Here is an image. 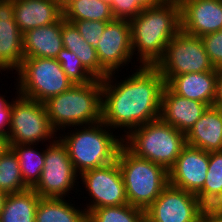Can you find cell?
<instances>
[{
	"mask_svg": "<svg viewBox=\"0 0 222 222\" xmlns=\"http://www.w3.org/2000/svg\"><path fill=\"white\" fill-rule=\"evenodd\" d=\"M62 48V17L56 23L30 29L23 34L24 58L56 59Z\"/></svg>",
	"mask_w": 222,
	"mask_h": 222,
	"instance_id": "cell-21",
	"label": "cell"
},
{
	"mask_svg": "<svg viewBox=\"0 0 222 222\" xmlns=\"http://www.w3.org/2000/svg\"><path fill=\"white\" fill-rule=\"evenodd\" d=\"M65 21L90 20L110 22L114 20L110 3L102 0H67L62 5Z\"/></svg>",
	"mask_w": 222,
	"mask_h": 222,
	"instance_id": "cell-25",
	"label": "cell"
},
{
	"mask_svg": "<svg viewBox=\"0 0 222 222\" xmlns=\"http://www.w3.org/2000/svg\"><path fill=\"white\" fill-rule=\"evenodd\" d=\"M23 59V33L15 21L14 1L0 0V73L17 71Z\"/></svg>",
	"mask_w": 222,
	"mask_h": 222,
	"instance_id": "cell-16",
	"label": "cell"
},
{
	"mask_svg": "<svg viewBox=\"0 0 222 222\" xmlns=\"http://www.w3.org/2000/svg\"><path fill=\"white\" fill-rule=\"evenodd\" d=\"M129 23L133 55L139 53L136 58L140 59V66H155L170 40L181 30L180 5L161 2L143 9Z\"/></svg>",
	"mask_w": 222,
	"mask_h": 222,
	"instance_id": "cell-2",
	"label": "cell"
},
{
	"mask_svg": "<svg viewBox=\"0 0 222 222\" xmlns=\"http://www.w3.org/2000/svg\"><path fill=\"white\" fill-rule=\"evenodd\" d=\"M202 222H222V214L206 218Z\"/></svg>",
	"mask_w": 222,
	"mask_h": 222,
	"instance_id": "cell-40",
	"label": "cell"
},
{
	"mask_svg": "<svg viewBox=\"0 0 222 222\" xmlns=\"http://www.w3.org/2000/svg\"><path fill=\"white\" fill-rule=\"evenodd\" d=\"M73 84H86L96 78L82 65L81 60L70 50L62 48L56 57Z\"/></svg>",
	"mask_w": 222,
	"mask_h": 222,
	"instance_id": "cell-29",
	"label": "cell"
},
{
	"mask_svg": "<svg viewBox=\"0 0 222 222\" xmlns=\"http://www.w3.org/2000/svg\"><path fill=\"white\" fill-rule=\"evenodd\" d=\"M102 1H105V2L111 3L112 0H102Z\"/></svg>",
	"mask_w": 222,
	"mask_h": 222,
	"instance_id": "cell-44",
	"label": "cell"
},
{
	"mask_svg": "<svg viewBox=\"0 0 222 222\" xmlns=\"http://www.w3.org/2000/svg\"><path fill=\"white\" fill-rule=\"evenodd\" d=\"M79 178L91 198L89 204L86 203V213L101 207L128 204L122 173L116 160L85 171Z\"/></svg>",
	"mask_w": 222,
	"mask_h": 222,
	"instance_id": "cell-11",
	"label": "cell"
},
{
	"mask_svg": "<svg viewBox=\"0 0 222 222\" xmlns=\"http://www.w3.org/2000/svg\"><path fill=\"white\" fill-rule=\"evenodd\" d=\"M1 110H12V101L9 102L5 99V96L0 94V112Z\"/></svg>",
	"mask_w": 222,
	"mask_h": 222,
	"instance_id": "cell-39",
	"label": "cell"
},
{
	"mask_svg": "<svg viewBox=\"0 0 222 222\" xmlns=\"http://www.w3.org/2000/svg\"><path fill=\"white\" fill-rule=\"evenodd\" d=\"M185 137L186 144L192 147L222 151V108L208 106Z\"/></svg>",
	"mask_w": 222,
	"mask_h": 222,
	"instance_id": "cell-20",
	"label": "cell"
},
{
	"mask_svg": "<svg viewBox=\"0 0 222 222\" xmlns=\"http://www.w3.org/2000/svg\"><path fill=\"white\" fill-rule=\"evenodd\" d=\"M7 193L0 191V212L2 211L3 207H4V203L7 197Z\"/></svg>",
	"mask_w": 222,
	"mask_h": 222,
	"instance_id": "cell-41",
	"label": "cell"
},
{
	"mask_svg": "<svg viewBox=\"0 0 222 222\" xmlns=\"http://www.w3.org/2000/svg\"><path fill=\"white\" fill-rule=\"evenodd\" d=\"M200 191L222 192V151L209 152L206 180Z\"/></svg>",
	"mask_w": 222,
	"mask_h": 222,
	"instance_id": "cell-31",
	"label": "cell"
},
{
	"mask_svg": "<svg viewBox=\"0 0 222 222\" xmlns=\"http://www.w3.org/2000/svg\"><path fill=\"white\" fill-rule=\"evenodd\" d=\"M141 222H153V221H151L148 217L144 216Z\"/></svg>",
	"mask_w": 222,
	"mask_h": 222,
	"instance_id": "cell-43",
	"label": "cell"
},
{
	"mask_svg": "<svg viewBox=\"0 0 222 222\" xmlns=\"http://www.w3.org/2000/svg\"><path fill=\"white\" fill-rule=\"evenodd\" d=\"M97 44L99 64L109 74L129 64L133 60L129 20L114 19L108 22Z\"/></svg>",
	"mask_w": 222,
	"mask_h": 222,
	"instance_id": "cell-12",
	"label": "cell"
},
{
	"mask_svg": "<svg viewBox=\"0 0 222 222\" xmlns=\"http://www.w3.org/2000/svg\"><path fill=\"white\" fill-rule=\"evenodd\" d=\"M123 144L136 156L169 170L186 145V137L159 118L133 129Z\"/></svg>",
	"mask_w": 222,
	"mask_h": 222,
	"instance_id": "cell-6",
	"label": "cell"
},
{
	"mask_svg": "<svg viewBox=\"0 0 222 222\" xmlns=\"http://www.w3.org/2000/svg\"><path fill=\"white\" fill-rule=\"evenodd\" d=\"M40 198L33 189L8 194L0 212V222H35Z\"/></svg>",
	"mask_w": 222,
	"mask_h": 222,
	"instance_id": "cell-24",
	"label": "cell"
},
{
	"mask_svg": "<svg viewBox=\"0 0 222 222\" xmlns=\"http://www.w3.org/2000/svg\"><path fill=\"white\" fill-rule=\"evenodd\" d=\"M12 101L10 144H35L52 142L57 137L50 125L44 103L26 98L20 94ZM55 135V136H54ZM51 139V141H49Z\"/></svg>",
	"mask_w": 222,
	"mask_h": 222,
	"instance_id": "cell-9",
	"label": "cell"
},
{
	"mask_svg": "<svg viewBox=\"0 0 222 222\" xmlns=\"http://www.w3.org/2000/svg\"><path fill=\"white\" fill-rule=\"evenodd\" d=\"M211 64L216 69L222 68V31L200 37Z\"/></svg>",
	"mask_w": 222,
	"mask_h": 222,
	"instance_id": "cell-33",
	"label": "cell"
},
{
	"mask_svg": "<svg viewBox=\"0 0 222 222\" xmlns=\"http://www.w3.org/2000/svg\"><path fill=\"white\" fill-rule=\"evenodd\" d=\"M162 2H172V3H177V4H181L184 0H161Z\"/></svg>",
	"mask_w": 222,
	"mask_h": 222,
	"instance_id": "cell-42",
	"label": "cell"
},
{
	"mask_svg": "<svg viewBox=\"0 0 222 222\" xmlns=\"http://www.w3.org/2000/svg\"><path fill=\"white\" fill-rule=\"evenodd\" d=\"M28 189L23 181L17 154L10 147L8 151L0 157V191L12 194Z\"/></svg>",
	"mask_w": 222,
	"mask_h": 222,
	"instance_id": "cell-27",
	"label": "cell"
},
{
	"mask_svg": "<svg viewBox=\"0 0 222 222\" xmlns=\"http://www.w3.org/2000/svg\"><path fill=\"white\" fill-rule=\"evenodd\" d=\"M74 129L72 133L60 134L58 137L66 145L69 158L79 176L116 160L123 138L114 135L102 121L79 128L76 126Z\"/></svg>",
	"mask_w": 222,
	"mask_h": 222,
	"instance_id": "cell-4",
	"label": "cell"
},
{
	"mask_svg": "<svg viewBox=\"0 0 222 222\" xmlns=\"http://www.w3.org/2000/svg\"><path fill=\"white\" fill-rule=\"evenodd\" d=\"M135 1L142 9L156 6L162 2L161 0H135Z\"/></svg>",
	"mask_w": 222,
	"mask_h": 222,
	"instance_id": "cell-37",
	"label": "cell"
},
{
	"mask_svg": "<svg viewBox=\"0 0 222 222\" xmlns=\"http://www.w3.org/2000/svg\"><path fill=\"white\" fill-rule=\"evenodd\" d=\"M155 67L160 71L165 84L178 75L218 71L211 64L201 38L182 30L170 40L164 56Z\"/></svg>",
	"mask_w": 222,
	"mask_h": 222,
	"instance_id": "cell-8",
	"label": "cell"
},
{
	"mask_svg": "<svg viewBox=\"0 0 222 222\" xmlns=\"http://www.w3.org/2000/svg\"><path fill=\"white\" fill-rule=\"evenodd\" d=\"M67 0H61L62 5L66 2Z\"/></svg>",
	"mask_w": 222,
	"mask_h": 222,
	"instance_id": "cell-45",
	"label": "cell"
},
{
	"mask_svg": "<svg viewBox=\"0 0 222 222\" xmlns=\"http://www.w3.org/2000/svg\"><path fill=\"white\" fill-rule=\"evenodd\" d=\"M10 147L9 139L0 135V157L3 156Z\"/></svg>",
	"mask_w": 222,
	"mask_h": 222,
	"instance_id": "cell-38",
	"label": "cell"
},
{
	"mask_svg": "<svg viewBox=\"0 0 222 222\" xmlns=\"http://www.w3.org/2000/svg\"><path fill=\"white\" fill-rule=\"evenodd\" d=\"M145 216L153 222H202L196 195L170 184L145 210Z\"/></svg>",
	"mask_w": 222,
	"mask_h": 222,
	"instance_id": "cell-13",
	"label": "cell"
},
{
	"mask_svg": "<svg viewBox=\"0 0 222 222\" xmlns=\"http://www.w3.org/2000/svg\"><path fill=\"white\" fill-rule=\"evenodd\" d=\"M34 145L10 144L17 154L23 181L29 189H33L39 182L45 159V150L38 152L37 148L34 150Z\"/></svg>",
	"mask_w": 222,
	"mask_h": 222,
	"instance_id": "cell-26",
	"label": "cell"
},
{
	"mask_svg": "<svg viewBox=\"0 0 222 222\" xmlns=\"http://www.w3.org/2000/svg\"><path fill=\"white\" fill-rule=\"evenodd\" d=\"M116 161L122 173L128 204L146 210L169 184L168 170L136 156L124 144Z\"/></svg>",
	"mask_w": 222,
	"mask_h": 222,
	"instance_id": "cell-5",
	"label": "cell"
},
{
	"mask_svg": "<svg viewBox=\"0 0 222 222\" xmlns=\"http://www.w3.org/2000/svg\"><path fill=\"white\" fill-rule=\"evenodd\" d=\"M208 105L173 93L166 85L161 97L160 119L185 135L201 117Z\"/></svg>",
	"mask_w": 222,
	"mask_h": 222,
	"instance_id": "cell-17",
	"label": "cell"
},
{
	"mask_svg": "<svg viewBox=\"0 0 222 222\" xmlns=\"http://www.w3.org/2000/svg\"><path fill=\"white\" fill-rule=\"evenodd\" d=\"M53 130L86 126L101 122L102 82L95 79L86 84H74L65 92L44 102ZM67 126V127H66Z\"/></svg>",
	"mask_w": 222,
	"mask_h": 222,
	"instance_id": "cell-3",
	"label": "cell"
},
{
	"mask_svg": "<svg viewBox=\"0 0 222 222\" xmlns=\"http://www.w3.org/2000/svg\"><path fill=\"white\" fill-rule=\"evenodd\" d=\"M181 30L203 35L222 30V0H184L180 4Z\"/></svg>",
	"mask_w": 222,
	"mask_h": 222,
	"instance_id": "cell-15",
	"label": "cell"
},
{
	"mask_svg": "<svg viewBox=\"0 0 222 222\" xmlns=\"http://www.w3.org/2000/svg\"><path fill=\"white\" fill-rule=\"evenodd\" d=\"M15 21L26 31L56 23L62 16L61 0H13Z\"/></svg>",
	"mask_w": 222,
	"mask_h": 222,
	"instance_id": "cell-18",
	"label": "cell"
},
{
	"mask_svg": "<svg viewBox=\"0 0 222 222\" xmlns=\"http://www.w3.org/2000/svg\"><path fill=\"white\" fill-rule=\"evenodd\" d=\"M69 202L64 198L41 197L35 212V222H87L86 211Z\"/></svg>",
	"mask_w": 222,
	"mask_h": 222,
	"instance_id": "cell-23",
	"label": "cell"
},
{
	"mask_svg": "<svg viewBox=\"0 0 222 222\" xmlns=\"http://www.w3.org/2000/svg\"><path fill=\"white\" fill-rule=\"evenodd\" d=\"M197 212L200 220L222 214V192L199 191L196 194Z\"/></svg>",
	"mask_w": 222,
	"mask_h": 222,
	"instance_id": "cell-30",
	"label": "cell"
},
{
	"mask_svg": "<svg viewBox=\"0 0 222 222\" xmlns=\"http://www.w3.org/2000/svg\"><path fill=\"white\" fill-rule=\"evenodd\" d=\"M12 110H1L0 112V135L9 137Z\"/></svg>",
	"mask_w": 222,
	"mask_h": 222,
	"instance_id": "cell-35",
	"label": "cell"
},
{
	"mask_svg": "<svg viewBox=\"0 0 222 222\" xmlns=\"http://www.w3.org/2000/svg\"><path fill=\"white\" fill-rule=\"evenodd\" d=\"M218 71L187 73L172 77L165 85L175 94L213 106Z\"/></svg>",
	"mask_w": 222,
	"mask_h": 222,
	"instance_id": "cell-19",
	"label": "cell"
},
{
	"mask_svg": "<svg viewBox=\"0 0 222 222\" xmlns=\"http://www.w3.org/2000/svg\"><path fill=\"white\" fill-rule=\"evenodd\" d=\"M138 67L132 75L120 79L121 82L113 80L116 73L101 80V121L110 129L124 130L122 138L133 129L160 118L164 78L155 66Z\"/></svg>",
	"mask_w": 222,
	"mask_h": 222,
	"instance_id": "cell-1",
	"label": "cell"
},
{
	"mask_svg": "<svg viewBox=\"0 0 222 222\" xmlns=\"http://www.w3.org/2000/svg\"><path fill=\"white\" fill-rule=\"evenodd\" d=\"M208 166L209 152L186 144L168 170L169 184L196 195L203 188Z\"/></svg>",
	"mask_w": 222,
	"mask_h": 222,
	"instance_id": "cell-14",
	"label": "cell"
},
{
	"mask_svg": "<svg viewBox=\"0 0 222 222\" xmlns=\"http://www.w3.org/2000/svg\"><path fill=\"white\" fill-rule=\"evenodd\" d=\"M110 6L115 19L130 20L143 10L135 0H112Z\"/></svg>",
	"mask_w": 222,
	"mask_h": 222,
	"instance_id": "cell-34",
	"label": "cell"
},
{
	"mask_svg": "<svg viewBox=\"0 0 222 222\" xmlns=\"http://www.w3.org/2000/svg\"><path fill=\"white\" fill-rule=\"evenodd\" d=\"M46 143L41 178L33 190L43 198H65L76 188L79 176L69 158L66 145L60 138ZM65 196V197H64Z\"/></svg>",
	"mask_w": 222,
	"mask_h": 222,
	"instance_id": "cell-10",
	"label": "cell"
},
{
	"mask_svg": "<svg viewBox=\"0 0 222 222\" xmlns=\"http://www.w3.org/2000/svg\"><path fill=\"white\" fill-rule=\"evenodd\" d=\"M16 72V94L41 103L74 85L55 58H24Z\"/></svg>",
	"mask_w": 222,
	"mask_h": 222,
	"instance_id": "cell-7",
	"label": "cell"
},
{
	"mask_svg": "<svg viewBox=\"0 0 222 222\" xmlns=\"http://www.w3.org/2000/svg\"><path fill=\"white\" fill-rule=\"evenodd\" d=\"M108 22L81 20L74 21L73 24L78 29L84 40L97 50V42L100 40Z\"/></svg>",
	"mask_w": 222,
	"mask_h": 222,
	"instance_id": "cell-32",
	"label": "cell"
},
{
	"mask_svg": "<svg viewBox=\"0 0 222 222\" xmlns=\"http://www.w3.org/2000/svg\"><path fill=\"white\" fill-rule=\"evenodd\" d=\"M145 210L130 204L101 207L87 213V222H141Z\"/></svg>",
	"mask_w": 222,
	"mask_h": 222,
	"instance_id": "cell-28",
	"label": "cell"
},
{
	"mask_svg": "<svg viewBox=\"0 0 222 222\" xmlns=\"http://www.w3.org/2000/svg\"><path fill=\"white\" fill-rule=\"evenodd\" d=\"M62 41L64 48L73 52L82 65L96 78L105 79L109 73L99 64L97 52L80 35L73 23L67 22L62 16Z\"/></svg>",
	"mask_w": 222,
	"mask_h": 222,
	"instance_id": "cell-22",
	"label": "cell"
},
{
	"mask_svg": "<svg viewBox=\"0 0 222 222\" xmlns=\"http://www.w3.org/2000/svg\"><path fill=\"white\" fill-rule=\"evenodd\" d=\"M214 106L222 108V68L218 69Z\"/></svg>",
	"mask_w": 222,
	"mask_h": 222,
	"instance_id": "cell-36",
	"label": "cell"
}]
</instances>
